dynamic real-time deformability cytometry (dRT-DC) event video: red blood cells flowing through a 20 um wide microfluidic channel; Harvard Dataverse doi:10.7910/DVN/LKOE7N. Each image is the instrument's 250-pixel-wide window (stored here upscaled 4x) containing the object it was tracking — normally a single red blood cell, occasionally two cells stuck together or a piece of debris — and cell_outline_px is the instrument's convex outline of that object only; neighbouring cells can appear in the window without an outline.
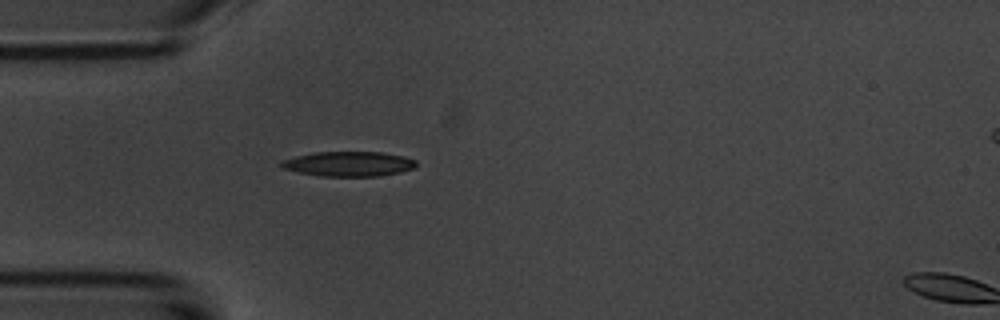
{"species": "common noctule bat (a hibernating species)", "species_latin": "Nyctalus noctula", "temperature_condition": "room temperature", "stored_images_in_passage": 2, "camera_frame_rate_fps": 3000, "um_per_image_px": 0.085, "animal": {"sex": "male", "body_mass_g": 20.1, "forearm_length_mm": 53.5}, "frame": {"image": 1, "passage_image": 1, "time_ms": 0.0, "image_size_px": [1000, 320], "cell_outline_px": [[416, 168], [400, 172], [380, 176], [320, 176], [280, 168], [280, 160], [296, 156], [316, 152], [384, 152], [404, 156], [416, 160]], "centroid_in_image_um": [29.65, 13.93], "position_along_channel_um": 55.3, "area_um2": 19.65}}